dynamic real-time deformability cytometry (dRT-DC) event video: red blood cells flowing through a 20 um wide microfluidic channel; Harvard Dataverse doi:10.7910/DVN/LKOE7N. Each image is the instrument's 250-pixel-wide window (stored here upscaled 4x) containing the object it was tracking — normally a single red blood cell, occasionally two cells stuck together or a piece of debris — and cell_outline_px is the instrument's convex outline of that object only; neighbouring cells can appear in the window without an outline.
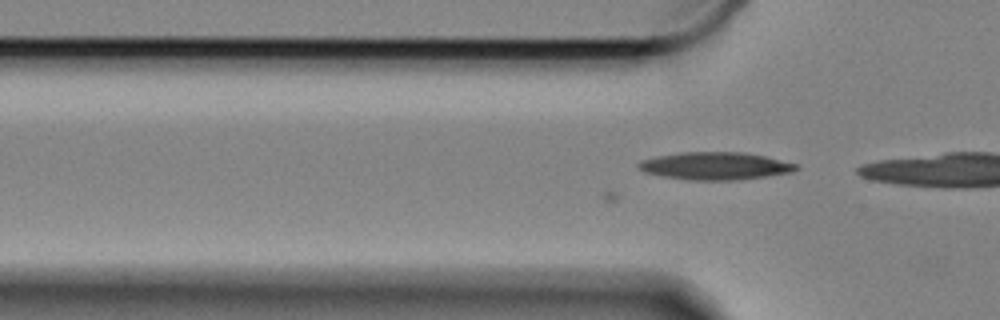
{"species": "Egyptian fruit bat (a non-hibernating species)", "species_latin": "Rousettus aegyptiacus", "temperature_condition": "cold", "stored_images_in_passage": 19, "camera_frame_rate_fps": 3000, "um_per_image_px": 0.085, "animal": {"sex": "female"}, "frame": {"image": 1, "passage_image": 12, "time_ms": 3.667, "image_size_px": [1000, 320], "cell_outline_px": [[800, 168], [792, 172], [736, 180], [688, 180], [664, 176], [644, 172], [636, 164], [640, 160], [656, 156], [680, 152], [744, 152], [764, 156], [796, 164]], "centroid_in_image_um": [60.76, 14.1], "position_along_channel_um": 65.0, "area_um2": 25.2}}